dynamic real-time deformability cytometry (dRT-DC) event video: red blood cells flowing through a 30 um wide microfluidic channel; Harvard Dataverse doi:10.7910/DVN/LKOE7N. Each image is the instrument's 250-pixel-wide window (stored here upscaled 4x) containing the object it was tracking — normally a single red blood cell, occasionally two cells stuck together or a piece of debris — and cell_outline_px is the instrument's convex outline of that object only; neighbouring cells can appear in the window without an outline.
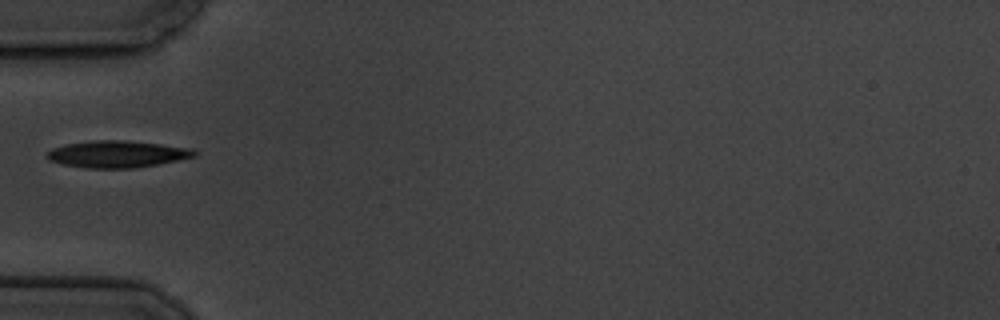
{"species": "common noctule bat (a hibernating species)", "species_latin": "Nyctalus noctula", "temperature_condition": "cold", "stored_images_in_passage": 9, "camera_frame_rate_fps": 3000, "um_per_image_px": 0.085, "animal": {"sex": "male", "body_mass_g": 19.5, "forearm_length_mm": 54.6}, "frame": {"image": 1, "passage_image": 1, "time_ms": 0.0, "image_size_px": [1000, 320], "cell_outline_px": [[196, 156], [156, 164], [132, 168], [88, 168], [64, 164], [48, 160], [44, 156], [52, 148], [68, 144], [92, 140], [124, 140], [160, 144], [192, 148], [196, 152]], "centroid_in_image_um": [9.93, 13.09], "position_along_channel_um": 75.1, "area_um2": 22.83}}
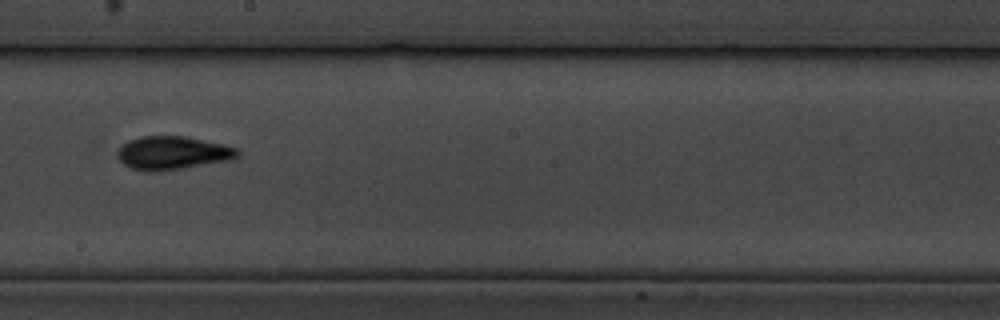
{"frame": {"image": 2, "passage_image": 5, "time_ms": 4.667, "image_size_px": [1000, 320], "cell_outline_px": [[240, 156], [228, 160], [156, 172], [148, 172], [132, 168], [124, 164], [116, 156], [116, 152], [128, 140], [140, 136], [184, 136], [224, 144], [236, 148], [240, 152]], "centroid_in_image_um": [14.65, 12.99], "position_along_channel_um": 233.6, "area_um2": 23.18}}
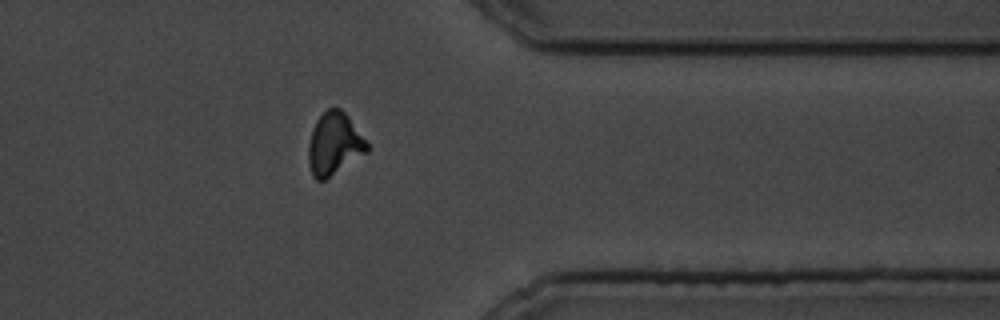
{"frame": {"image": 3, "passage_image": 9, "time_ms": 9.333, "image_size_px": [1000, 320], "cell_outline_px": [[372, 148], [368, 152], [324, 180], [316, 180], [312, 176], [308, 164], [308, 144], [312, 128], [316, 120], [328, 108], [340, 108], [348, 116]], "centroid_in_image_um": [28.41, 12.24], "position_along_channel_um": 383.0, "area_um2": 21.44}}